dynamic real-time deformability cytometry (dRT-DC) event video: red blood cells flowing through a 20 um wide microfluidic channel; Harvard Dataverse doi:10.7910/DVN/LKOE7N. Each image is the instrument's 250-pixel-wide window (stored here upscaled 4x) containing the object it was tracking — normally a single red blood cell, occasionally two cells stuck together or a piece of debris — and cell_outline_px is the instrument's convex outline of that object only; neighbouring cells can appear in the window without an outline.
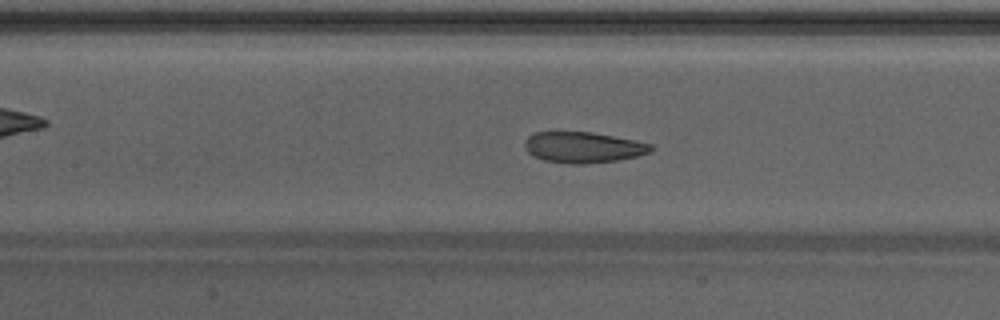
{"species": "Egyptian fruit bat (a non-hibernating species)", "species_latin": "Rousettus aegyptiacus", "temperature_condition": "warm", "stored_images_in_passage": 48, "camera_frame_rate_fps": 3000, "um_per_image_px": 0.085, "animal": {"sex": "male"}, "frame": {"image": 1, "passage_image": 22, "time_ms": 7.0, "image_size_px": [1000, 320], "cell_outline_px": [[656, 148], [652, 152], [636, 156], [616, 160], [584, 164], [568, 164], [544, 160], [532, 156], [524, 148], [524, 144], [528, 136], [536, 132], [592, 132], [652, 144]], "centroid_in_image_um": [49.56, 12.53], "position_along_channel_um": 157.8, "area_um2": 22.72}}
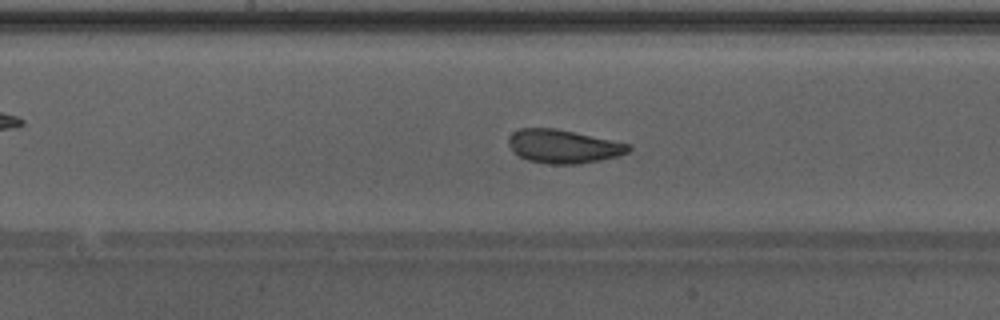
{"frame": {"image": 2, "passage_image": 25, "time_ms": 8.0, "image_size_px": [1000, 320], "cell_outline_px": [[632, 148], [628, 152], [620, 156], [580, 164], [548, 164], [528, 160], [520, 156], [508, 144], [508, 136], [512, 132], [520, 128], [556, 128], [632, 144]], "centroid_in_image_um": [47.92, 12.44], "position_along_channel_um": 200.3, "area_um2": 23.58}}
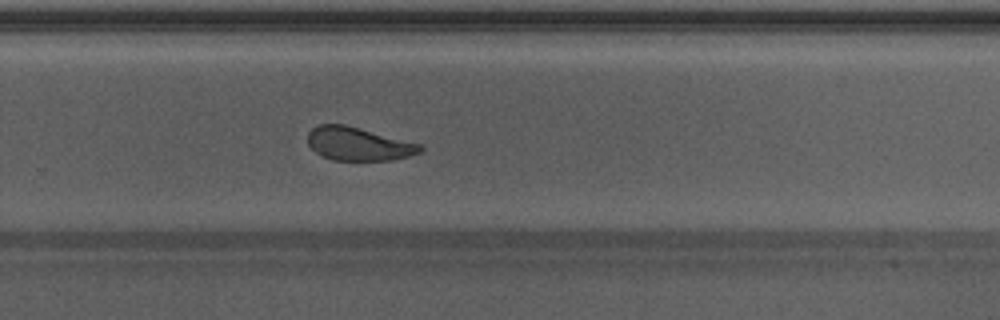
{"frame": {"image": 3, "passage_image": 32, "time_ms": 10.333, "image_size_px": [1000, 320], "cell_outline_px": [[424, 148], [420, 152], [408, 156], [392, 160], [332, 160], [320, 156], [308, 144], [308, 132], [312, 128], [320, 124], [344, 124], [420, 144]], "centroid_in_image_um": [30.43, 12.24], "position_along_channel_um": 299.4, "area_um2": 21.68}, "authors_computed_cell_mechanics": {"area_um2": 24.1893, "velocity_mm_per_s": 4.2572, "shape_relaxation_time_tau1_ms": 2.6294, "shape_relaxation_time_tau2_ms": 0.9149, "deformation_change_tau1": 0.1139, "deformation_change_tau2": 0.0728}}